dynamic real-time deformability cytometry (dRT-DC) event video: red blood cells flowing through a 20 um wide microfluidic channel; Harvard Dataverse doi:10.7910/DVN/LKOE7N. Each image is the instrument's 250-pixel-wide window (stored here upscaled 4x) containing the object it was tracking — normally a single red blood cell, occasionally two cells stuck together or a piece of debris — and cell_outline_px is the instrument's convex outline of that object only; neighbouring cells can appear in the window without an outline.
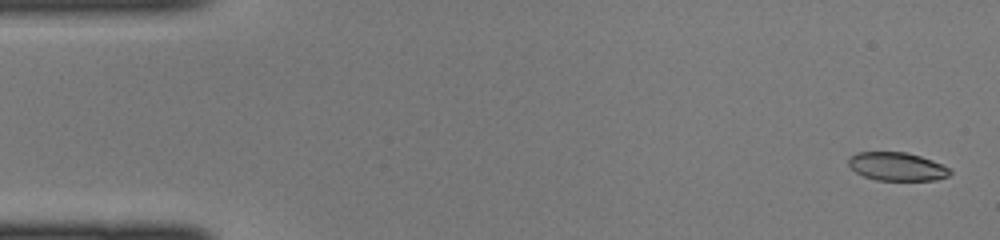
{"species": "common noctule bat (a hibernating species)", "species_latin": "Nyctalus noctula", "temperature_condition": "cold", "stored_images_in_passage": 45, "camera_frame_rate_fps": 3000, "um_per_image_px": 0.085, "animal": {"sex": "female", "body_mass_g": 22.0, "forearm_length_mm": 56.7}, "frame": {"image": 1, "passage_image": 2, "time_ms": 0.333, "image_size_px": [1000, 240], "cell_outline_px": [[952, 172], [948, 176], [936, 180], [876, 180], [864, 176], [856, 172], [848, 164], [848, 156], [856, 152], [904, 152], [920, 156], [932, 160], [948, 168]], "centroid_in_image_um": [76.21, 14.15], "position_along_channel_um": 8.8, "area_um2": 16.7}}
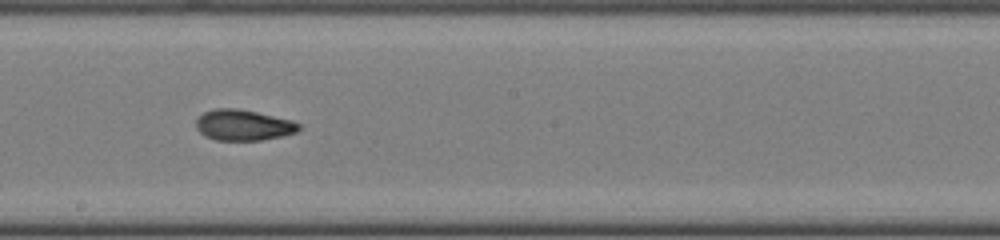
{"frame": {"image": 2, "passage_image": 25, "time_ms": 8.0, "image_size_px": [1000, 240], "cell_outline_px": [[300, 128], [296, 132], [280, 136], [260, 140], [216, 140], [204, 136], [196, 128], [196, 120], [204, 112], [212, 108], [236, 108], [256, 112], [292, 120], [300, 124]], "centroid_in_image_um": [20.65, 10.63], "position_along_channel_um": 227.6, "area_um2": 18.38}}
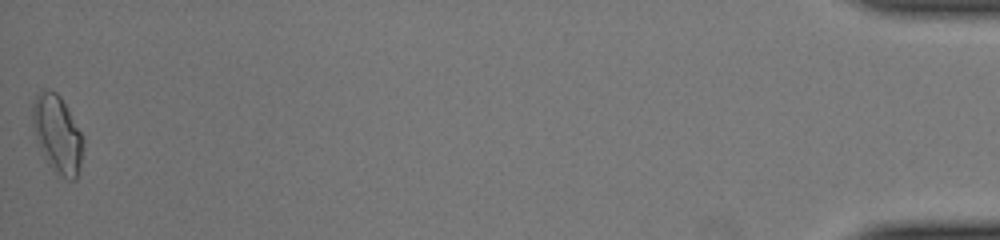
{"frame": {"image": 3, "passage_image": 45, "time_ms": 14.667, "image_size_px": [1000, 240], "cell_outline_px": [[84, 140], [80, 164], [76, 180], [68, 180], [48, 164], [36, 140], [32, 124], [32, 104], [36, 96], [44, 88], [48, 88], [56, 92], [60, 96], [80, 132]], "centroid_in_image_um": [4.85, 11.37], "position_along_channel_um": 430.3, "area_um2": 22.54}}